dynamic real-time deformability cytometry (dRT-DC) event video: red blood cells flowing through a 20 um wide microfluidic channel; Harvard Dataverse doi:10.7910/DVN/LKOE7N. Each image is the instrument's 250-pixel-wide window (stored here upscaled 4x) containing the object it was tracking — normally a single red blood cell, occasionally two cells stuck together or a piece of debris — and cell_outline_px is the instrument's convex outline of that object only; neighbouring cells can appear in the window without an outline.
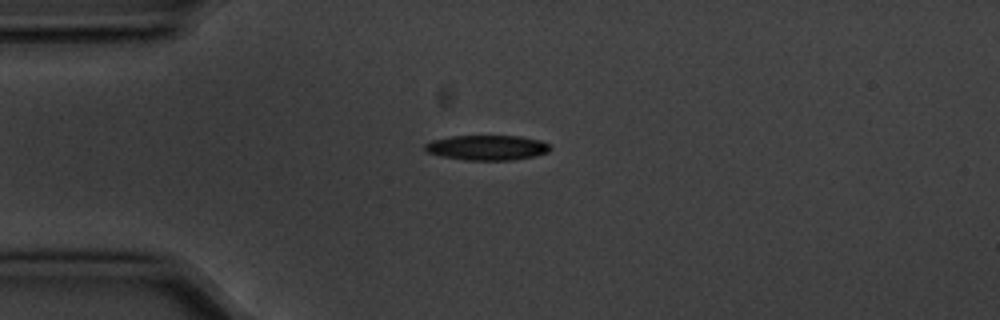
{"species": "common noctule bat (a hibernating species)", "species_latin": "Nyctalus noctula", "temperature_condition": "cold", "stored_images_in_passage": 12, "camera_frame_rate_fps": 3000, "um_per_image_px": 0.085, "animal": {"sex": "male", "body_mass_g": 20.1, "forearm_length_mm": 53.5}, "frame": {"image": 1, "passage_image": 1, "time_ms": 0.0, "image_size_px": [1000, 320], "cell_outline_px": [[552, 148], [548, 152], [532, 156], [512, 160], [468, 160], [440, 156], [428, 152], [424, 148], [424, 144], [432, 140], [452, 136], [520, 136], [540, 140], [552, 144]], "centroid_in_image_um": [41.43, 12.54], "position_along_channel_um": 43.6, "area_um2": 18.26}}
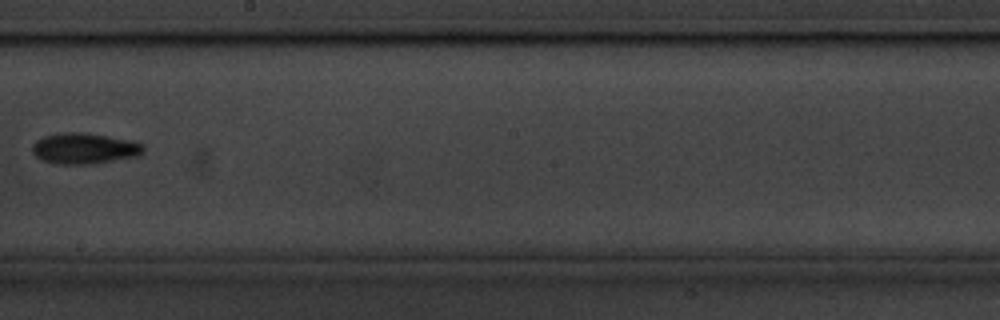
{"frame": {"image": 2, "passage_image": 6, "time_ms": 1.667, "image_size_px": [1000, 320], "cell_outline_px": [[144, 152], [140, 156], [88, 164], [60, 164], [40, 160], [32, 152], [32, 144], [36, 140], [44, 136], [60, 132], [88, 132], [132, 140], [144, 144]], "centroid_in_image_um": [7.18, 12.6], "position_along_channel_um": 241.0, "area_um2": 20.35}}